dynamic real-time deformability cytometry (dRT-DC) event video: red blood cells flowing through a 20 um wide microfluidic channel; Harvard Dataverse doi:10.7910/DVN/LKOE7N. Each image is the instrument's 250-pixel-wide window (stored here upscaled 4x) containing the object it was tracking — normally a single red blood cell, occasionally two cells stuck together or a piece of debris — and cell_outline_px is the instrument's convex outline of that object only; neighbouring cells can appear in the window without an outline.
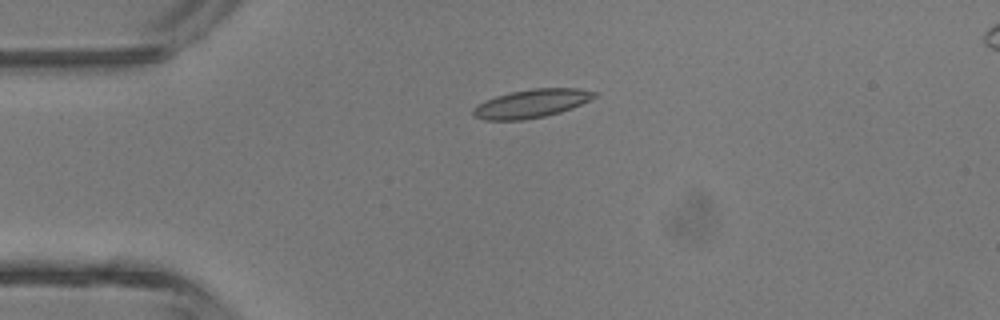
{"species": "common noctule bat (a hibernating species)", "species_latin": "Nyctalus noctula", "temperature_condition": "room temperature", "stored_images_in_passage": 5, "camera_frame_rate_fps": 3000, "um_per_image_px": 0.085, "animal": {"sex": "male", "body_mass_g": 13.3}, "frame": {"image": 1, "passage_image": 3, "time_ms": 3.0, "image_size_px": [1000, 320], "cell_outline_px": [[596, 96], [572, 108], [560, 112], [544, 116], [520, 120], [484, 120], [476, 116], [472, 112], [472, 108], [496, 96], [512, 92], [532, 88], [580, 88], [596, 92]], "centroid_in_image_um": [45.19, 8.79], "position_along_channel_um": 39.8, "area_um2": 19.71}}
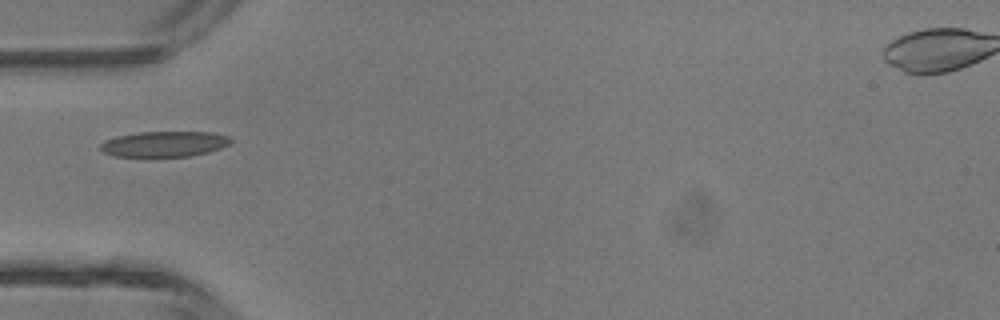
{"frame": {"image": 2, "passage_image": 4, "time_ms": 4.333, "image_size_px": [1000, 320], "cell_outline_px": [[232, 144], [208, 152], [188, 156], [112, 156], [104, 152], [100, 148], [100, 144], [104, 140], [116, 136], [140, 132], [208, 132], [228, 136], [232, 140]], "centroid_in_image_um": [13.96, 12.23], "position_along_channel_um": 71.0, "area_um2": 19.31}}
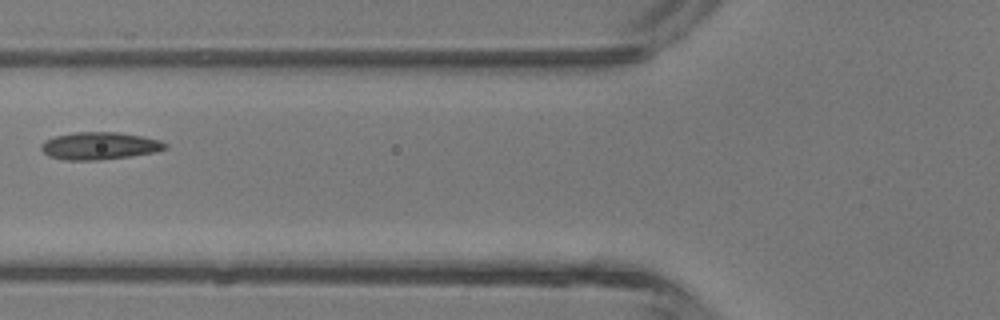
{"frame": {"image": 3, "passage_image": 5, "time_ms": 5.333, "image_size_px": [1000, 320], "cell_outline_px": [[168, 148], [156, 152], [132, 156], [100, 160], [64, 160], [48, 156], [40, 148], [40, 144], [44, 140], [56, 136], [76, 132], [120, 132], [160, 140], [168, 144]], "centroid_in_image_um": [8.47, 12.4], "position_along_channel_um": 117.3, "area_um2": 20.0}}